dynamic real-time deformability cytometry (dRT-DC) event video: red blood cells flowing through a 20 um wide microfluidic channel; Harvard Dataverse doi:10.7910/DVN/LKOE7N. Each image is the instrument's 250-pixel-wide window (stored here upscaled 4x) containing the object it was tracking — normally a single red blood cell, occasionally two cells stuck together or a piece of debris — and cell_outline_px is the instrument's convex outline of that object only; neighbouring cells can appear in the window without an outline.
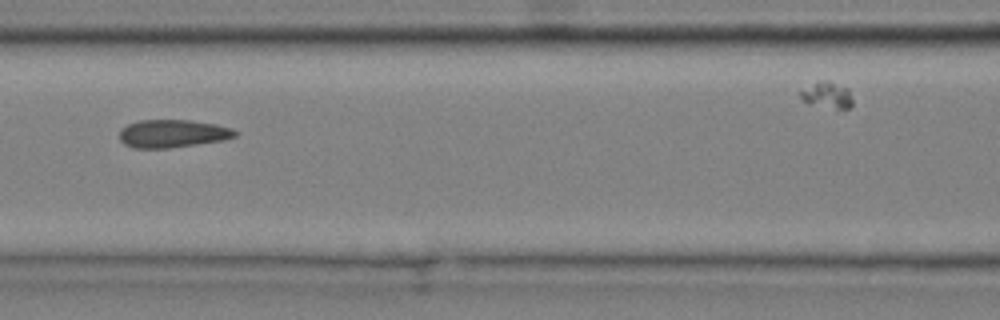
{"species": "common noctule bat (a hibernating species)", "species_latin": "Nyctalus noctula", "temperature_condition": "cold", "stored_images_in_passage": 12, "camera_frame_rate_fps": 3000, "um_per_image_px": 0.085, "animal": {"sex": "male", "body_mass_g": 20.4}, "frame": {"image": 1, "passage_image": 6, "time_ms": 1.667, "image_size_px": [1000, 320], "cell_outline_px": [[240, 132], [236, 136], [224, 140], [168, 148], [136, 148], [124, 144], [120, 140], [120, 128], [128, 124], [140, 120], [188, 120], [216, 124], [232, 128]], "centroid_in_image_um": [14.69, 11.35], "position_along_channel_um": 151.9, "area_um2": 18.84}}
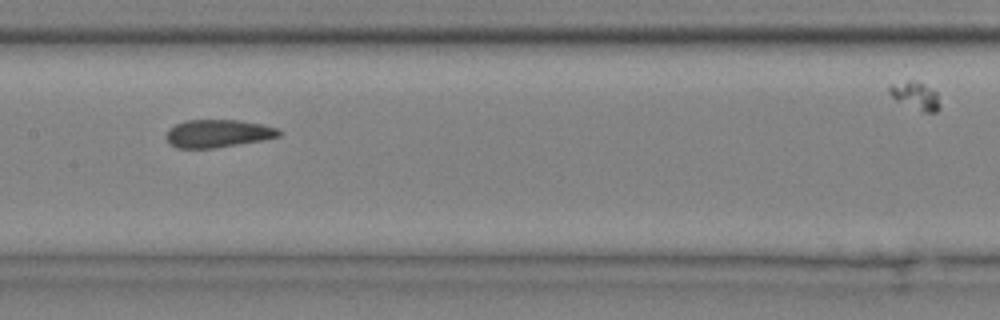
{"frame": {"image": 2, "passage_image": 7, "time_ms": 2.0, "image_size_px": [1000, 320], "cell_outline_px": [[284, 132], [280, 136], [264, 140], [216, 148], [176, 148], [168, 140], [168, 128], [184, 120], [240, 120], [260, 124], [276, 128]], "centroid_in_image_um": [18.56, 11.34], "position_along_channel_um": 188.8, "area_um2": 18.26}}